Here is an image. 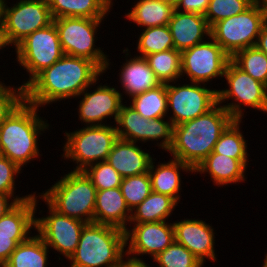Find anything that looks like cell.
I'll return each mask as SVG.
<instances>
[{"label": "cell", "instance_id": "33", "mask_svg": "<svg viewBox=\"0 0 267 267\" xmlns=\"http://www.w3.org/2000/svg\"><path fill=\"white\" fill-rule=\"evenodd\" d=\"M242 120H234L221 134L213 152L234 159H248L247 142L241 132Z\"/></svg>", "mask_w": 267, "mask_h": 267}, {"label": "cell", "instance_id": "35", "mask_svg": "<svg viewBox=\"0 0 267 267\" xmlns=\"http://www.w3.org/2000/svg\"><path fill=\"white\" fill-rule=\"evenodd\" d=\"M119 188L129 209H134L152 192L149 172L124 177Z\"/></svg>", "mask_w": 267, "mask_h": 267}, {"label": "cell", "instance_id": "31", "mask_svg": "<svg viewBox=\"0 0 267 267\" xmlns=\"http://www.w3.org/2000/svg\"><path fill=\"white\" fill-rule=\"evenodd\" d=\"M131 98L130 106L146 119L161 118L168 114L167 84H159Z\"/></svg>", "mask_w": 267, "mask_h": 267}, {"label": "cell", "instance_id": "50", "mask_svg": "<svg viewBox=\"0 0 267 267\" xmlns=\"http://www.w3.org/2000/svg\"><path fill=\"white\" fill-rule=\"evenodd\" d=\"M262 267H267V253L265 254L264 264Z\"/></svg>", "mask_w": 267, "mask_h": 267}, {"label": "cell", "instance_id": "17", "mask_svg": "<svg viewBox=\"0 0 267 267\" xmlns=\"http://www.w3.org/2000/svg\"><path fill=\"white\" fill-rule=\"evenodd\" d=\"M98 80L99 78L78 96L82 99L78 106L79 120L87 126L106 125L104 120L108 117L109 119L114 117L113 122L116 123L123 104L124 96L121 91L119 92L116 90L117 88L107 84L96 86ZM93 85L97 88L90 91L89 88H92Z\"/></svg>", "mask_w": 267, "mask_h": 267}, {"label": "cell", "instance_id": "14", "mask_svg": "<svg viewBox=\"0 0 267 267\" xmlns=\"http://www.w3.org/2000/svg\"><path fill=\"white\" fill-rule=\"evenodd\" d=\"M164 118L146 119L133 107L122 104L115 124L118 138L135 143L162 139L157 146L168 152L173 142L174 126Z\"/></svg>", "mask_w": 267, "mask_h": 267}, {"label": "cell", "instance_id": "26", "mask_svg": "<svg viewBox=\"0 0 267 267\" xmlns=\"http://www.w3.org/2000/svg\"><path fill=\"white\" fill-rule=\"evenodd\" d=\"M47 2L53 19L62 17L104 19L114 4L113 0H47Z\"/></svg>", "mask_w": 267, "mask_h": 267}, {"label": "cell", "instance_id": "23", "mask_svg": "<svg viewBox=\"0 0 267 267\" xmlns=\"http://www.w3.org/2000/svg\"><path fill=\"white\" fill-rule=\"evenodd\" d=\"M34 195L19 202L13 209L0 218V236L11 237L17 244L27 240L35 229V213L38 205Z\"/></svg>", "mask_w": 267, "mask_h": 267}, {"label": "cell", "instance_id": "44", "mask_svg": "<svg viewBox=\"0 0 267 267\" xmlns=\"http://www.w3.org/2000/svg\"><path fill=\"white\" fill-rule=\"evenodd\" d=\"M255 46L267 56V23L262 27Z\"/></svg>", "mask_w": 267, "mask_h": 267}, {"label": "cell", "instance_id": "2", "mask_svg": "<svg viewBox=\"0 0 267 267\" xmlns=\"http://www.w3.org/2000/svg\"><path fill=\"white\" fill-rule=\"evenodd\" d=\"M235 119L217 103L211 110L173 128L171 156L193 169L214 149L221 134Z\"/></svg>", "mask_w": 267, "mask_h": 267}, {"label": "cell", "instance_id": "29", "mask_svg": "<svg viewBox=\"0 0 267 267\" xmlns=\"http://www.w3.org/2000/svg\"><path fill=\"white\" fill-rule=\"evenodd\" d=\"M49 248L36 234L17 245L2 267H47Z\"/></svg>", "mask_w": 267, "mask_h": 267}, {"label": "cell", "instance_id": "46", "mask_svg": "<svg viewBox=\"0 0 267 267\" xmlns=\"http://www.w3.org/2000/svg\"><path fill=\"white\" fill-rule=\"evenodd\" d=\"M6 46L8 45L5 42L3 30H2V24L0 23V50H2Z\"/></svg>", "mask_w": 267, "mask_h": 267}, {"label": "cell", "instance_id": "41", "mask_svg": "<svg viewBox=\"0 0 267 267\" xmlns=\"http://www.w3.org/2000/svg\"><path fill=\"white\" fill-rule=\"evenodd\" d=\"M210 0H180L175 10L205 15Z\"/></svg>", "mask_w": 267, "mask_h": 267}, {"label": "cell", "instance_id": "28", "mask_svg": "<svg viewBox=\"0 0 267 267\" xmlns=\"http://www.w3.org/2000/svg\"><path fill=\"white\" fill-rule=\"evenodd\" d=\"M176 206L178 203L170 196L152 191L142 203L131 210L129 223L167 221Z\"/></svg>", "mask_w": 267, "mask_h": 267}, {"label": "cell", "instance_id": "37", "mask_svg": "<svg viewBox=\"0 0 267 267\" xmlns=\"http://www.w3.org/2000/svg\"><path fill=\"white\" fill-rule=\"evenodd\" d=\"M254 2L255 0H210L204 17L211 28L223 19L242 13Z\"/></svg>", "mask_w": 267, "mask_h": 267}, {"label": "cell", "instance_id": "13", "mask_svg": "<svg viewBox=\"0 0 267 267\" xmlns=\"http://www.w3.org/2000/svg\"><path fill=\"white\" fill-rule=\"evenodd\" d=\"M177 85L167 84V109L173 113L168 120L173 126L205 114L218 103L217 90L208 89L206 84L190 82Z\"/></svg>", "mask_w": 267, "mask_h": 267}, {"label": "cell", "instance_id": "6", "mask_svg": "<svg viewBox=\"0 0 267 267\" xmlns=\"http://www.w3.org/2000/svg\"><path fill=\"white\" fill-rule=\"evenodd\" d=\"M63 146L64 159L77 164L73 171H83L87 166L106 161L115 141L118 139L114 125H92L74 132H66Z\"/></svg>", "mask_w": 267, "mask_h": 267}, {"label": "cell", "instance_id": "34", "mask_svg": "<svg viewBox=\"0 0 267 267\" xmlns=\"http://www.w3.org/2000/svg\"><path fill=\"white\" fill-rule=\"evenodd\" d=\"M231 61L242 71L267 86V56L256 46L236 52Z\"/></svg>", "mask_w": 267, "mask_h": 267}, {"label": "cell", "instance_id": "12", "mask_svg": "<svg viewBox=\"0 0 267 267\" xmlns=\"http://www.w3.org/2000/svg\"><path fill=\"white\" fill-rule=\"evenodd\" d=\"M208 39L181 51V77L186 75V80L190 78L191 82L206 85L215 78L224 77L231 57L211 36Z\"/></svg>", "mask_w": 267, "mask_h": 267}, {"label": "cell", "instance_id": "49", "mask_svg": "<svg viewBox=\"0 0 267 267\" xmlns=\"http://www.w3.org/2000/svg\"><path fill=\"white\" fill-rule=\"evenodd\" d=\"M4 0H0V23L2 22V5Z\"/></svg>", "mask_w": 267, "mask_h": 267}, {"label": "cell", "instance_id": "8", "mask_svg": "<svg viewBox=\"0 0 267 267\" xmlns=\"http://www.w3.org/2000/svg\"><path fill=\"white\" fill-rule=\"evenodd\" d=\"M104 19L62 17L53 19L65 55L87 58L104 72L110 69V60L95 42L97 28Z\"/></svg>", "mask_w": 267, "mask_h": 267}, {"label": "cell", "instance_id": "19", "mask_svg": "<svg viewBox=\"0 0 267 267\" xmlns=\"http://www.w3.org/2000/svg\"><path fill=\"white\" fill-rule=\"evenodd\" d=\"M174 48L183 51L210 37V26L204 15L175 10L168 23ZM206 36V37H205Z\"/></svg>", "mask_w": 267, "mask_h": 267}, {"label": "cell", "instance_id": "24", "mask_svg": "<svg viewBox=\"0 0 267 267\" xmlns=\"http://www.w3.org/2000/svg\"><path fill=\"white\" fill-rule=\"evenodd\" d=\"M154 160L153 158L148 171L151 178L152 191L170 196L177 203L180 202L181 171L193 173L194 169L187 163L175 158L156 166L154 165Z\"/></svg>", "mask_w": 267, "mask_h": 267}, {"label": "cell", "instance_id": "43", "mask_svg": "<svg viewBox=\"0 0 267 267\" xmlns=\"http://www.w3.org/2000/svg\"><path fill=\"white\" fill-rule=\"evenodd\" d=\"M17 245L11 237L0 236V267L9 260L11 253L16 249Z\"/></svg>", "mask_w": 267, "mask_h": 267}, {"label": "cell", "instance_id": "39", "mask_svg": "<svg viewBox=\"0 0 267 267\" xmlns=\"http://www.w3.org/2000/svg\"><path fill=\"white\" fill-rule=\"evenodd\" d=\"M25 100L24 87L6 86L0 81V125Z\"/></svg>", "mask_w": 267, "mask_h": 267}, {"label": "cell", "instance_id": "40", "mask_svg": "<svg viewBox=\"0 0 267 267\" xmlns=\"http://www.w3.org/2000/svg\"><path fill=\"white\" fill-rule=\"evenodd\" d=\"M21 169L9 158L0 155V193L14 195L15 179ZM16 176V177H15Z\"/></svg>", "mask_w": 267, "mask_h": 267}, {"label": "cell", "instance_id": "3", "mask_svg": "<svg viewBox=\"0 0 267 267\" xmlns=\"http://www.w3.org/2000/svg\"><path fill=\"white\" fill-rule=\"evenodd\" d=\"M39 107L25 100L0 125V155L20 169L40 156L38 138L49 123L37 113Z\"/></svg>", "mask_w": 267, "mask_h": 267}, {"label": "cell", "instance_id": "22", "mask_svg": "<svg viewBox=\"0 0 267 267\" xmlns=\"http://www.w3.org/2000/svg\"><path fill=\"white\" fill-rule=\"evenodd\" d=\"M131 218L119 187L97 190L95 199L94 222L126 230Z\"/></svg>", "mask_w": 267, "mask_h": 267}, {"label": "cell", "instance_id": "9", "mask_svg": "<svg viewBox=\"0 0 267 267\" xmlns=\"http://www.w3.org/2000/svg\"><path fill=\"white\" fill-rule=\"evenodd\" d=\"M229 88L217 90L218 103L229 99L232 103L222 105L235 120H242L245 108L267 113V86L238 68L231 60L228 62L224 77ZM242 106V107H241Z\"/></svg>", "mask_w": 267, "mask_h": 267}, {"label": "cell", "instance_id": "27", "mask_svg": "<svg viewBox=\"0 0 267 267\" xmlns=\"http://www.w3.org/2000/svg\"><path fill=\"white\" fill-rule=\"evenodd\" d=\"M175 8L161 0H139L125 17L127 20L144 27L168 25Z\"/></svg>", "mask_w": 267, "mask_h": 267}, {"label": "cell", "instance_id": "16", "mask_svg": "<svg viewBox=\"0 0 267 267\" xmlns=\"http://www.w3.org/2000/svg\"><path fill=\"white\" fill-rule=\"evenodd\" d=\"M132 227L130 230L128 226L125 230V244L126 247L128 246L126 249L127 257L135 260H142L138 256L145 254L154 258L175 241L173 223L171 222L137 223L133 224Z\"/></svg>", "mask_w": 267, "mask_h": 267}, {"label": "cell", "instance_id": "38", "mask_svg": "<svg viewBox=\"0 0 267 267\" xmlns=\"http://www.w3.org/2000/svg\"><path fill=\"white\" fill-rule=\"evenodd\" d=\"M83 172L91 180L96 190L120 187L123 179L107 160L91 164L87 166Z\"/></svg>", "mask_w": 267, "mask_h": 267}, {"label": "cell", "instance_id": "21", "mask_svg": "<svg viewBox=\"0 0 267 267\" xmlns=\"http://www.w3.org/2000/svg\"><path fill=\"white\" fill-rule=\"evenodd\" d=\"M249 159H234L213 151L194 169V174L208 173L213 184L225 186L246 181L245 174Z\"/></svg>", "mask_w": 267, "mask_h": 267}, {"label": "cell", "instance_id": "48", "mask_svg": "<svg viewBox=\"0 0 267 267\" xmlns=\"http://www.w3.org/2000/svg\"><path fill=\"white\" fill-rule=\"evenodd\" d=\"M265 11H267V0H255Z\"/></svg>", "mask_w": 267, "mask_h": 267}, {"label": "cell", "instance_id": "1", "mask_svg": "<svg viewBox=\"0 0 267 267\" xmlns=\"http://www.w3.org/2000/svg\"><path fill=\"white\" fill-rule=\"evenodd\" d=\"M103 73L95 62L87 58L64 54L24 87L25 101L44 107L70 97L78 98Z\"/></svg>", "mask_w": 267, "mask_h": 267}, {"label": "cell", "instance_id": "45", "mask_svg": "<svg viewBox=\"0 0 267 267\" xmlns=\"http://www.w3.org/2000/svg\"><path fill=\"white\" fill-rule=\"evenodd\" d=\"M123 259L119 264L115 267H150V265L144 262V260H135L129 257ZM152 267V266H151Z\"/></svg>", "mask_w": 267, "mask_h": 267}, {"label": "cell", "instance_id": "36", "mask_svg": "<svg viewBox=\"0 0 267 267\" xmlns=\"http://www.w3.org/2000/svg\"><path fill=\"white\" fill-rule=\"evenodd\" d=\"M158 267H204L185 246L174 241L153 258Z\"/></svg>", "mask_w": 267, "mask_h": 267}, {"label": "cell", "instance_id": "32", "mask_svg": "<svg viewBox=\"0 0 267 267\" xmlns=\"http://www.w3.org/2000/svg\"><path fill=\"white\" fill-rule=\"evenodd\" d=\"M138 57L144 58L169 49H174V43L168 25L149 27L142 30L138 38Z\"/></svg>", "mask_w": 267, "mask_h": 267}, {"label": "cell", "instance_id": "15", "mask_svg": "<svg viewBox=\"0 0 267 267\" xmlns=\"http://www.w3.org/2000/svg\"><path fill=\"white\" fill-rule=\"evenodd\" d=\"M48 206V215L35 218V231L48 248L60 252L66 259L75 252L85 222L58 213L40 195Z\"/></svg>", "mask_w": 267, "mask_h": 267}, {"label": "cell", "instance_id": "42", "mask_svg": "<svg viewBox=\"0 0 267 267\" xmlns=\"http://www.w3.org/2000/svg\"><path fill=\"white\" fill-rule=\"evenodd\" d=\"M33 195L34 193L20 197L18 195H5L0 193V218L13 209L19 202L27 200Z\"/></svg>", "mask_w": 267, "mask_h": 267}, {"label": "cell", "instance_id": "30", "mask_svg": "<svg viewBox=\"0 0 267 267\" xmlns=\"http://www.w3.org/2000/svg\"><path fill=\"white\" fill-rule=\"evenodd\" d=\"M160 84H174L181 77V51L169 49L144 57Z\"/></svg>", "mask_w": 267, "mask_h": 267}, {"label": "cell", "instance_id": "20", "mask_svg": "<svg viewBox=\"0 0 267 267\" xmlns=\"http://www.w3.org/2000/svg\"><path fill=\"white\" fill-rule=\"evenodd\" d=\"M136 144L118 138L108 155L107 161L123 178L149 171L153 158Z\"/></svg>", "mask_w": 267, "mask_h": 267}, {"label": "cell", "instance_id": "7", "mask_svg": "<svg viewBox=\"0 0 267 267\" xmlns=\"http://www.w3.org/2000/svg\"><path fill=\"white\" fill-rule=\"evenodd\" d=\"M266 23L267 11L255 1L242 13L215 23L210 35L232 57L240 50L255 46Z\"/></svg>", "mask_w": 267, "mask_h": 267}, {"label": "cell", "instance_id": "5", "mask_svg": "<svg viewBox=\"0 0 267 267\" xmlns=\"http://www.w3.org/2000/svg\"><path fill=\"white\" fill-rule=\"evenodd\" d=\"M96 192L83 171L71 170L40 196L58 213L91 223L94 222Z\"/></svg>", "mask_w": 267, "mask_h": 267}, {"label": "cell", "instance_id": "10", "mask_svg": "<svg viewBox=\"0 0 267 267\" xmlns=\"http://www.w3.org/2000/svg\"><path fill=\"white\" fill-rule=\"evenodd\" d=\"M2 5V30L8 46L16 47L29 34L53 22L47 0H18L11 7Z\"/></svg>", "mask_w": 267, "mask_h": 267}, {"label": "cell", "instance_id": "47", "mask_svg": "<svg viewBox=\"0 0 267 267\" xmlns=\"http://www.w3.org/2000/svg\"><path fill=\"white\" fill-rule=\"evenodd\" d=\"M161 1H163V2H165L167 4H170L174 8H176V6L178 5V3H179L180 0H161Z\"/></svg>", "mask_w": 267, "mask_h": 267}, {"label": "cell", "instance_id": "11", "mask_svg": "<svg viewBox=\"0 0 267 267\" xmlns=\"http://www.w3.org/2000/svg\"><path fill=\"white\" fill-rule=\"evenodd\" d=\"M17 62L29 73L25 87L38 73L53 65L63 55L55 23L29 34L16 47Z\"/></svg>", "mask_w": 267, "mask_h": 267}, {"label": "cell", "instance_id": "4", "mask_svg": "<svg viewBox=\"0 0 267 267\" xmlns=\"http://www.w3.org/2000/svg\"><path fill=\"white\" fill-rule=\"evenodd\" d=\"M125 231L95 222L86 223L70 267H115L126 256Z\"/></svg>", "mask_w": 267, "mask_h": 267}, {"label": "cell", "instance_id": "25", "mask_svg": "<svg viewBox=\"0 0 267 267\" xmlns=\"http://www.w3.org/2000/svg\"><path fill=\"white\" fill-rule=\"evenodd\" d=\"M121 67L119 82L123 91L125 90L123 93L129 95V98L153 89L160 84L154 72L149 68L147 61L142 57L126 58V62Z\"/></svg>", "mask_w": 267, "mask_h": 267}, {"label": "cell", "instance_id": "18", "mask_svg": "<svg viewBox=\"0 0 267 267\" xmlns=\"http://www.w3.org/2000/svg\"><path fill=\"white\" fill-rule=\"evenodd\" d=\"M175 241L185 246L204 265L206 260L217 259L214 229L199 219H184L173 222Z\"/></svg>", "mask_w": 267, "mask_h": 267}]
</instances>
